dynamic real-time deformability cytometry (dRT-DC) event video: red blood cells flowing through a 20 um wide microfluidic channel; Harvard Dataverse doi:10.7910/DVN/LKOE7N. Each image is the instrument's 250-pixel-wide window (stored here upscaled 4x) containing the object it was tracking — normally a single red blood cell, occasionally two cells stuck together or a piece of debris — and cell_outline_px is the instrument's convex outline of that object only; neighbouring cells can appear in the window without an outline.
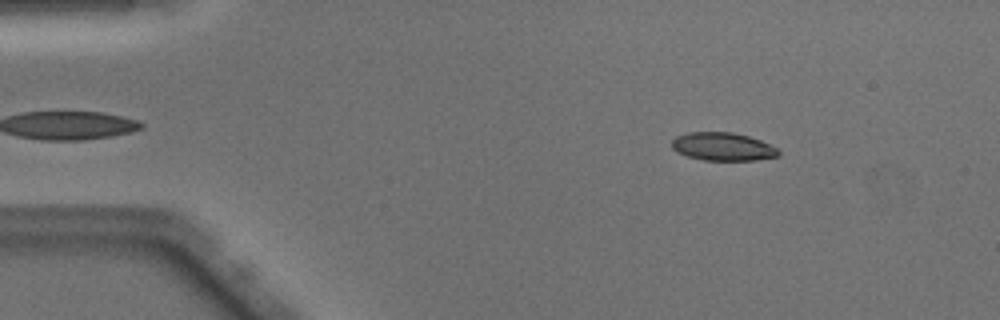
{"species": "Egyptian fruit bat (a non-hibernating species)", "species_latin": "Rousettus aegyptiacus", "temperature_condition": "warm", "stored_images_in_passage": 47, "camera_frame_rate_fps": 3000, "um_per_image_px": 0.085, "animal": {"sex": "male"}, "frame": {"image": 1, "passage_image": 5, "time_ms": 1.333, "image_size_px": [1000, 320], "cell_outline_px": [[780, 156], [756, 160], [704, 160], [688, 156], [676, 152], [672, 148], [672, 140], [676, 136], [688, 132], [732, 132], [748, 136], [760, 140], [776, 148], [780, 152]], "centroid_in_image_um": [61.43, 12.46], "position_along_channel_um": 23.6, "area_um2": 17.46}}
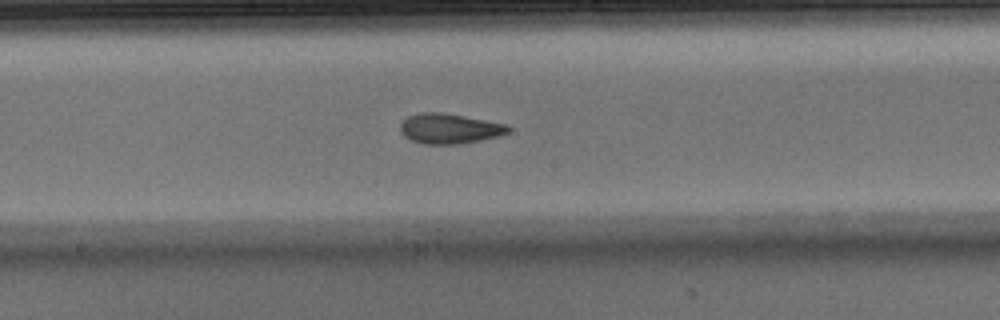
{"frame": {"image": 2, "passage_image": 24, "time_ms": 7.667, "image_size_px": [1000, 320], "cell_outline_px": [[512, 128], [508, 132], [500, 136], [460, 144], [424, 144], [412, 140], [404, 136], [400, 132], [400, 124], [408, 116], [420, 112], [440, 112], [464, 116], [508, 124]], "centroid_in_image_um": [38.22, 10.93], "position_along_channel_um": 210.0, "area_um2": 19.02}}
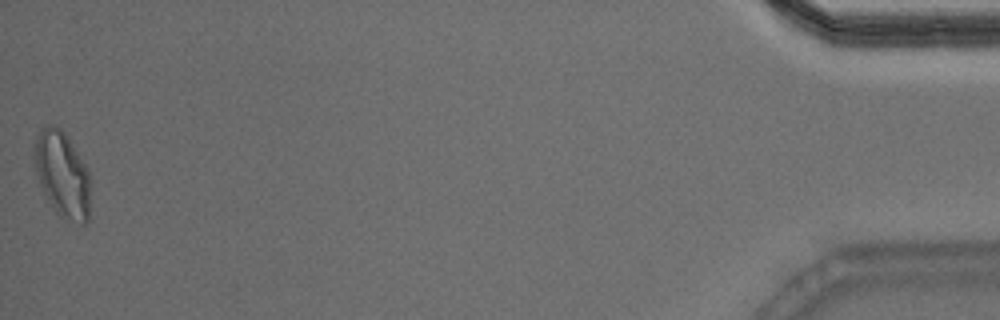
{"frame": {"image": 3, "passage_image": 47, "time_ms": 15.333, "image_size_px": [1000, 320], "cell_outline_px": [[88, 220], [84, 224], [80, 224], [64, 220], [56, 212], [44, 192], [40, 184], [36, 172], [32, 144], [40, 128], [48, 124], [52, 124], [60, 128], [64, 132], [84, 164], [88, 172]], "centroid_in_image_um": [5.24, 14.8], "position_along_channel_um": 430.0, "area_um2": 27.69}, "authors_computed_cell_mechanics": {"area_um2": 18.785, "velocity_mm_per_s": 4.1008, "shape_relaxation_time_tau1_ms": 9.2228, "shape_relaxation_time_tau2_ms": 1.7331, "deformation_change_tau1": 0.2444, "deformation_change_tau2": 0.0828}}